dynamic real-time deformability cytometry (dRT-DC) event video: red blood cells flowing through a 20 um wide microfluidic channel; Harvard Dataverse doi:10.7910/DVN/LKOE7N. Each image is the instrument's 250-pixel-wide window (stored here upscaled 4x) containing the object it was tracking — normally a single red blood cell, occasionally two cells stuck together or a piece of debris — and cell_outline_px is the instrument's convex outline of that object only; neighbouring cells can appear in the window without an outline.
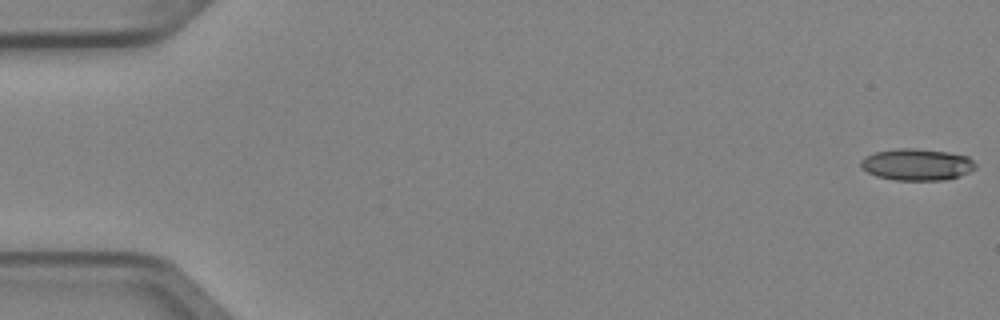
{"species": "Egyptian fruit bat (a non-hibernating species)", "species_latin": "Rousettus aegyptiacus", "temperature_condition": "cold", "stored_images_in_passage": 5, "camera_frame_rate_fps": 3000, "um_per_image_px": 0.085, "animal": {"sex": "female"}, "frame": {"image": 1, "passage_image": 1, "time_ms": 0.0, "image_size_px": [1000, 320], "cell_outline_px": [[976, 168], [960, 176], [944, 180], [892, 180], [876, 176], [860, 168], [860, 160], [876, 152], [900, 148], [912, 148], [948, 152], [968, 156], [976, 164]], "centroid_in_image_um": [77.94, 13.99], "position_along_channel_um": 7.1, "area_um2": 21.15}}
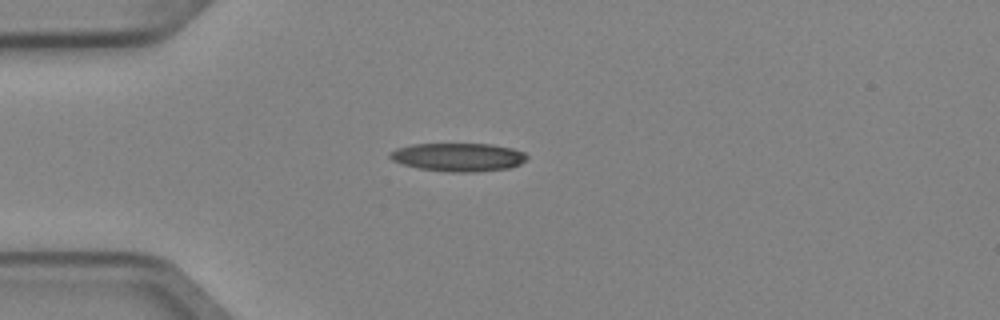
{"frame": {"image": 2, "passage_image": 4, "time_ms": 1.0, "image_size_px": [1000, 320], "cell_outline_px": [[528, 156], [520, 164], [512, 168], [472, 172], [452, 172], [420, 168], [404, 164], [392, 160], [388, 156], [396, 148], [412, 144], [492, 144], [512, 148], [524, 152]], "centroid_in_image_um": [38.98, 13.35], "position_along_channel_um": 46.0, "area_um2": 22.48}}